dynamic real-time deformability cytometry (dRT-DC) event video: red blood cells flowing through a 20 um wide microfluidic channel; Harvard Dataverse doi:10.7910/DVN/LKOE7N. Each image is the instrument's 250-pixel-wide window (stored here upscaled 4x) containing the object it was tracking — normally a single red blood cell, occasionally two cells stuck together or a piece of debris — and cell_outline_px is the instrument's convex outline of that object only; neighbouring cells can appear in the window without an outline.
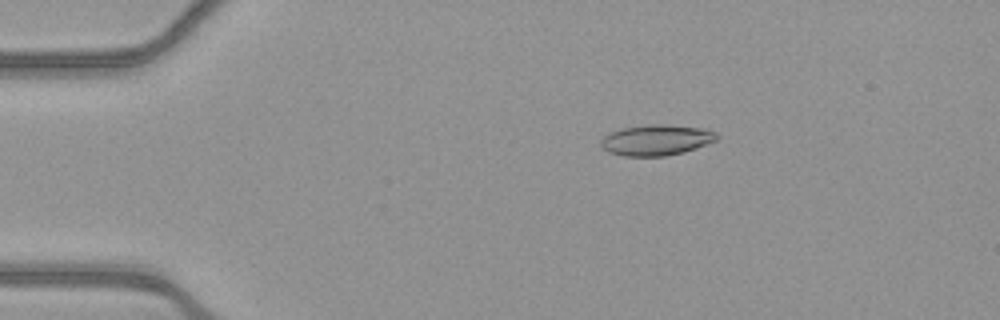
{"species": "common noctule bat (a hibernating species)", "species_latin": "Nyctalus noctula", "temperature_condition": "warm", "stored_images_in_passage": 40, "camera_frame_rate_fps": 3000, "um_per_image_px": 0.085, "animal": {"sex": "female", "body_mass_g": 21.9}, "frame": {"image": 1, "passage_image": 10, "time_ms": 3.0, "image_size_px": [1000, 320], "cell_outline_px": [[720, 136], [716, 140], [696, 148], [684, 152], [664, 156], [624, 156], [608, 152], [600, 148], [600, 140], [604, 136], [612, 132], [624, 128], [652, 124], [664, 124], [700, 128], [716, 132]], "centroid_in_image_um": [55.77, 11.91], "position_along_channel_um": 29.2, "area_um2": 20.69}}
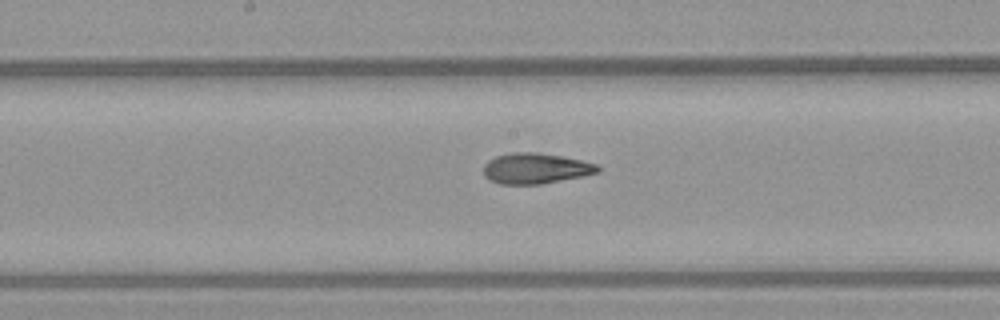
{"frame": {"image": 2, "passage_image": 28, "time_ms": 9.0, "image_size_px": [1000, 320], "cell_outline_px": [[600, 172], [540, 184], [500, 184], [484, 176], [484, 164], [488, 160], [496, 156], [516, 152], [536, 152], [560, 156], [580, 160], [596, 164], [600, 168]], "centroid_in_image_um": [45.5, 14.31], "position_along_channel_um": 202.7, "area_um2": 20.06}}
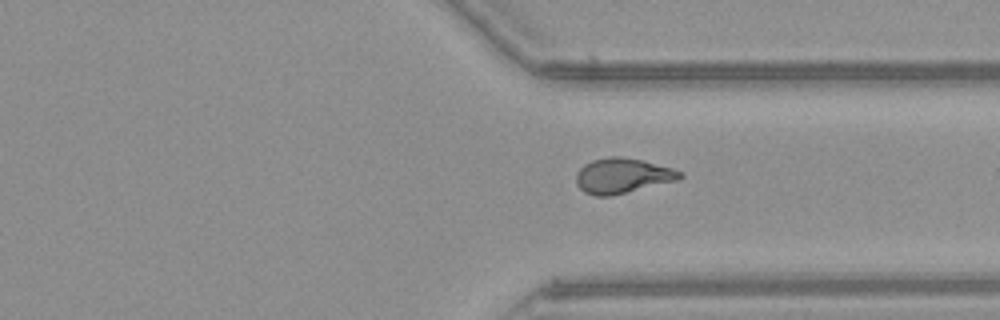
{"frame": {"image": 3, "passage_image": 40, "time_ms": 13.0, "image_size_px": [1000, 320], "cell_outline_px": [[684, 176], [676, 180], [612, 196], [596, 196], [584, 192], [576, 184], [576, 172], [584, 164], [592, 160], [608, 156], [620, 156], [640, 160], [672, 168], [680, 172]], "centroid_in_image_um": [52.85, 14.94], "position_along_channel_um": 358.6, "area_um2": 21.1}}